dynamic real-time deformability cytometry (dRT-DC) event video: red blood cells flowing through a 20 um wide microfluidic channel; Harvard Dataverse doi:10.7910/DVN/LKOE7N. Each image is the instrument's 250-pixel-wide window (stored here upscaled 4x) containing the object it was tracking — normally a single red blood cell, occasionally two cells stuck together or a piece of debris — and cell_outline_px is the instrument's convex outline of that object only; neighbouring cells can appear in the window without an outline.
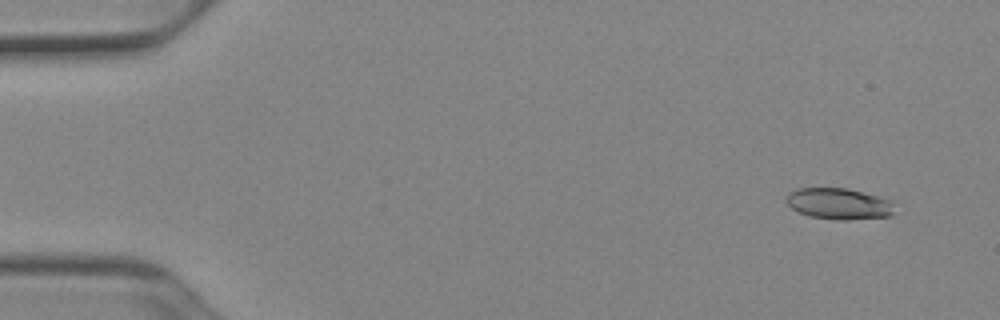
{"species": "Egyptian fruit bat (a non-hibernating species)", "species_latin": "Rousettus aegyptiacus", "temperature_condition": "cold", "stored_images_in_passage": 14, "camera_frame_rate_fps": 3000, "um_per_image_px": 0.085, "animal": {"sex": "female"}, "frame": {"image": 1, "passage_image": 4, "time_ms": 1.0, "image_size_px": [1000, 320], "cell_outline_px": [[892, 216], [848, 220], [840, 220], [808, 216], [792, 208], [784, 200], [788, 192], [796, 188], [848, 188], [880, 196], [892, 200]], "centroid_in_image_um": [71.29, 17.31], "position_along_channel_um": 13.7, "area_um2": 19.88}}